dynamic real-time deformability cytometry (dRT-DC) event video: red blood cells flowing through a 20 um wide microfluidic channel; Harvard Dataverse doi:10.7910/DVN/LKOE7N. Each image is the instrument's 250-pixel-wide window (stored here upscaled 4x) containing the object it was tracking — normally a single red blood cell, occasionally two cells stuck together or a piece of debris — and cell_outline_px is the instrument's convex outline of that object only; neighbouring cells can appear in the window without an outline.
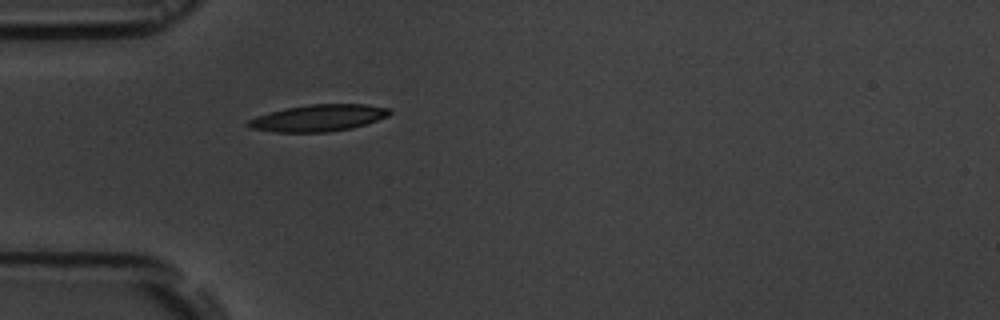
{"species": "common noctule bat (a hibernating species)", "species_latin": "Nyctalus noctula", "temperature_condition": "room temperature", "stored_images_in_passage": 1, "camera_frame_rate_fps": 3000, "um_per_image_px": 0.085, "animal": {"sex": "male", "body_mass_g": 19.5, "forearm_length_mm": 54.6}, "frame": {"image": 1, "passage_image": 1, "time_ms": 0.0, "image_size_px": [1000, 320], "cell_outline_px": [[392, 112], [388, 116], [352, 128], [328, 132], [276, 132], [248, 128], [244, 124], [248, 120], [256, 116], [288, 108], [308, 104], [368, 104], [392, 108]], "centroid_in_image_um": [27.07, 10.02], "position_along_channel_um": 57.9, "area_um2": 22.08}}